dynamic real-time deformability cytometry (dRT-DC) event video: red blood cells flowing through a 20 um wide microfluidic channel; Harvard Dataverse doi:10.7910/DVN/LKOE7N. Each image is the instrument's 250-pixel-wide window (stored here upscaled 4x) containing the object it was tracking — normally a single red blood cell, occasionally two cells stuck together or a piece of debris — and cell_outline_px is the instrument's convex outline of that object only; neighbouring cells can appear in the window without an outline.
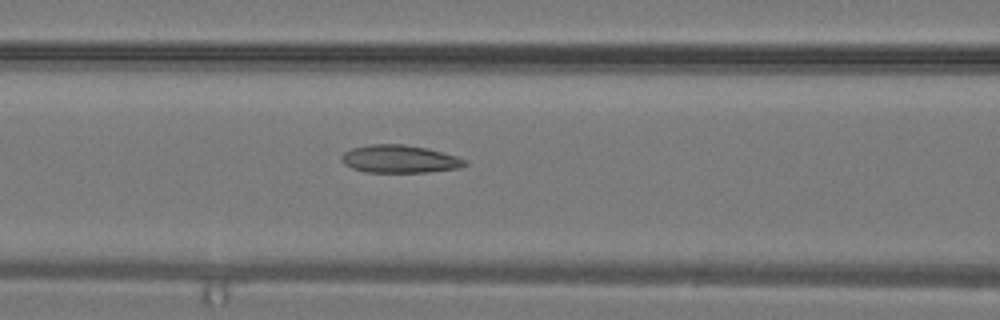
{"species": "common noctule bat (a hibernating species)", "species_latin": "Nyctalus noctula", "temperature_condition": "warm", "stored_images_in_passage": 22, "camera_frame_rate_fps": 3000, "um_per_image_px": 0.085, "animal": {"sex": "male", "body_mass_g": 19.2, "forearm_length_mm": 51.8}, "frame": {"image": 1, "passage_image": 7, "time_ms": 2.0, "image_size_px": [1000, 320], "cell_outline_px": [[468, 164], [460, 168], [428, 172], [364, 172], [352, 168], [344, 164], [340, 160], [340, 156], [344, 152], [352, 148], [372, 144], [404, 144], [428, 148], [456, 156], [468, 160]], "centroid_in_image_um": [33.97, 13.52], "position_along_channel_um": 132.6, "area_um2": 20.17}}
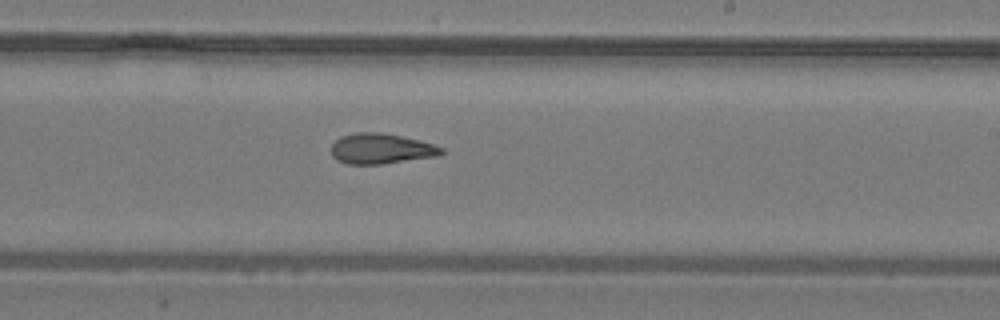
{"frame": {"image": 2, "passage_image": 13, "time_ms": 4.0, "image_size_px": [1000, 320], "cell_outline_px": [[444, 152], [440, 156], [384, 164], [348, 164], [332, 156], [332, 144], [340, 136], [356, 132], [380, 132], [420, 140], [444, 148]], "centroid_in_image_um": [32.43, 12.64], "position_along_channel_um": 256.6, "area_um2": 19.59}}
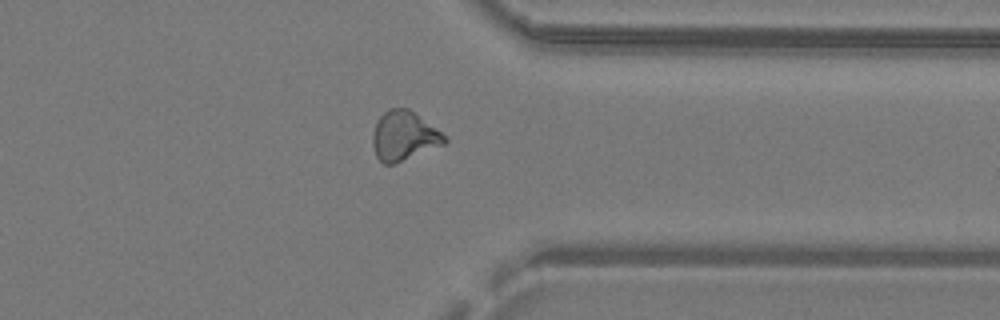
{"frame": {"image": 3, "passage_image": 19, "time_ms": 6.0, "image_size_px": [1000, 320], "cell_outline_px": [[448, 140], [444, 144], [392, 164], [384, 164], [376, 156], [372, 144], [372, 132], [380, 116], [388, 108], [408, 108], [448, 136]], "centroid_in_image_um": [34.33, 11.54], "position_along_channel_um": 377.1, "area_um2": 20.52}}